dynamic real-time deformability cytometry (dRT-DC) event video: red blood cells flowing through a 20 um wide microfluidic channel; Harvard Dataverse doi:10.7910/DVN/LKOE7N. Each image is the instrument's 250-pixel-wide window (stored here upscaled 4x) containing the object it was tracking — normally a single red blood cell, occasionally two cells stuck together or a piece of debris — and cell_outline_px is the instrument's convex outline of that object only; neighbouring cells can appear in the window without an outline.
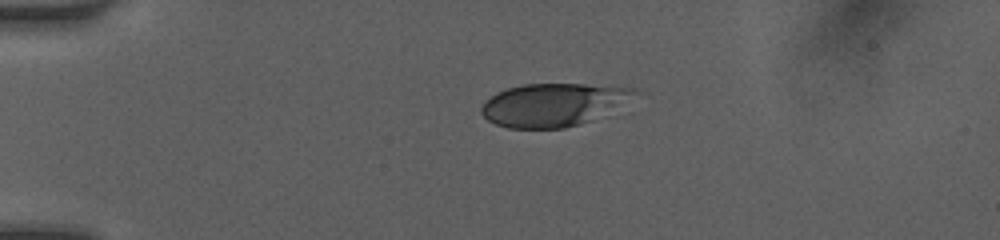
{"species": "human", "species_latin": "Homo sapiens", "temperature_condition": "room temperature", "stored_images_in_passage": 35, "camera_frame_rate_fps": 3000, "um_per_image_px": 0.085, "donor": {"sex": "female"}, "frame": {"image": 1, "passage_image": 1, "time_ms": 0.0, "image_size_px": [1000, 240], "cell_outline_px": [[644, 92], [592, 120], [580, 124], [564, 128], [508, 128], [496, 124], [488, 120], [480, 112], [480, 108], [484, 100], [496, 92], [508, 88], [524, 84], [584, 84], [636, 88]], "centroid_in_image_um": [47.02, 8.89], "position_along_channel_um": 38.0, "area_um2": 38.44}}
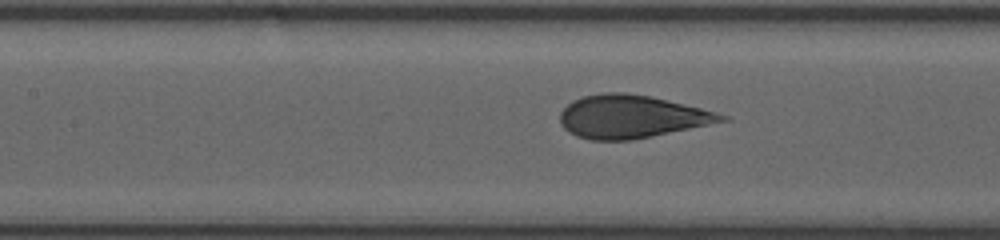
{"frame": {"image": 2, "passage_image": 19, "time_ms": 4.0, "image_size_px": [1000, 240], "cell_outline_px": [[732, 120], [632, 140], [588, 140], [576, 136], [568, 132], [560, 124], [560, 112], [572, 100], [584, 96], [604, 92], [624, 92], [652, 96], [716, 112], [728, 116]], "centroid_in_image_um": [53.67, 9.91], "position_along_channel_um": 153.7, "area_um2": 40.58}}
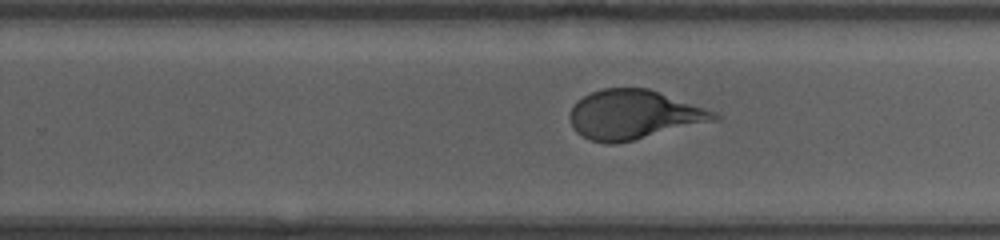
{"frame": {"image": 3, "passage_image": 34, "time_ms": 7.0, "image_size_px": [1000, 240], "cell_outline_px": [[724, 116], [720, 120], [616, 144], [604, 144], [592, 140], [576, 132], [572, 128], [568, 116], [576, 100], [600, 88], [648, 88], [716, 112]], "centroid_in_image_um": [53.88, 9.75], "position_along_channel_um": 275.9, "area_um2": 41.62}}